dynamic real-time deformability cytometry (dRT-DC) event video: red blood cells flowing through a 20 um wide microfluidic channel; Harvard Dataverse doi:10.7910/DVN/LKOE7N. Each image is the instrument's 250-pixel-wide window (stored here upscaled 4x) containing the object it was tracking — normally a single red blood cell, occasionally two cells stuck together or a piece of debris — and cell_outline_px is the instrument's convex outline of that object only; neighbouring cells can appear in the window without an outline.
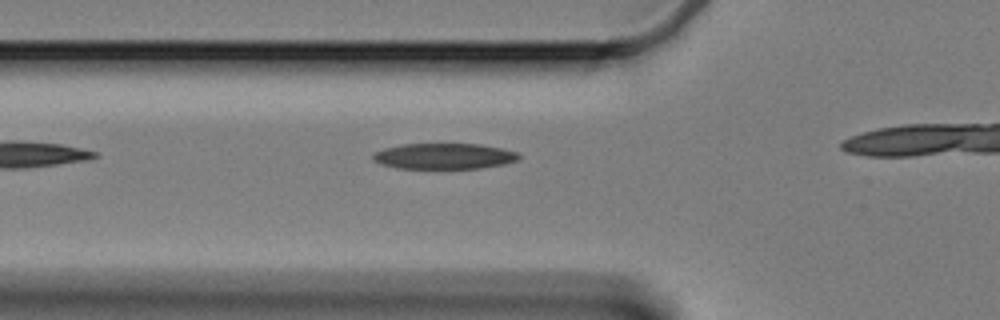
{"species": "Egyptian fruit bat (a non-hibernating species)", "species_latin": "Rousettus aegyptiacus", "temperature_condition": "cold", "stored_images_in_passage": 44, "camera_frame_rate_fps": 3000, "um_per_image_px": 0.085, "animal": {"sex": "female"}, "frame": {"image": 1, "passage_image": 2, "time_ms": 0.333, "image_size_px": [1000, 320], "cell_outline_px": [[520, 156], [516, 160], [504, 164], [480, 168], [396, 168], [380, 164], [372, 160], [372, 152], [384, 148], [400, 144], [480, 144], [520, 152]], "centroid_in_image_um": [37.7, 13.27], "position_along_channel_um": 88.1, "area_um2": 22.02}}
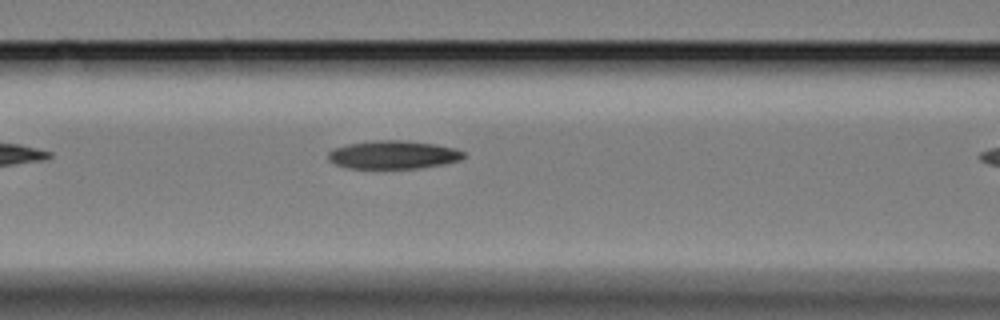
{"frame": {"image": 2, "passage_image": 6, "time_ms": 1.667, "image_size_px": [1000, 320], "cell_outline_px": [[468, 156], [460, 160], [444, 164], [420, 168], [348, 168], [336, 164], [328, 160], [328, 152], [332, 148], [348, 144], [372, 140], [400, 140], [436, 144], [456, 148], [464, 152]], "centroid_in_image_um": [33.45, 13.15], "position_along_channel_um": 133.2, "area_um2": 22.48}}